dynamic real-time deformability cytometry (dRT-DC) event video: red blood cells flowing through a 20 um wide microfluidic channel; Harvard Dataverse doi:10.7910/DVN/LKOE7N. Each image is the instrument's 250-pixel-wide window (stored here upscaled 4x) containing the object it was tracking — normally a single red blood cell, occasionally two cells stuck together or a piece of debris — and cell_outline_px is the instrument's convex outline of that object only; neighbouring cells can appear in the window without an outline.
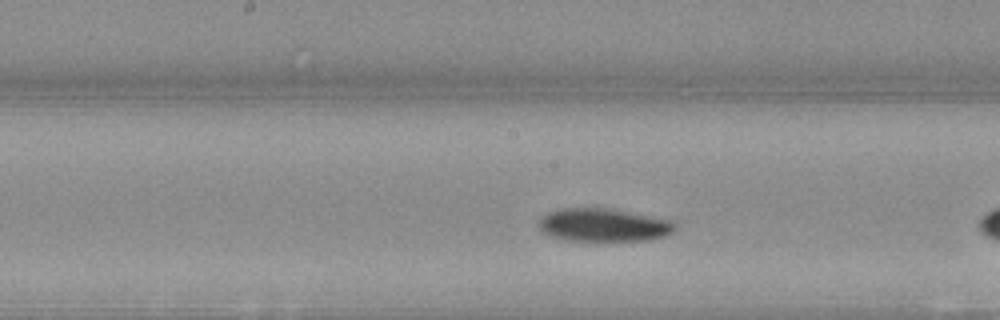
{"species": "Egyptian fruit bat (a non-hibernating species)", "species_latin": "Rousettus aegyptiacus", "temperature_condition": "warm", "stored_images_in_passage": 25, "camera_frame_rate_fps": 3000, "um_per_image_px": 0.085, "animal": {"sex": "female"}, "frame": {"image": 1, "passage_image": 11, "time_ms": 3.333, "image_size_px": [1000, 320], "cell_outline_px": [[676, 228], [672, 232], [664, 236], [652, 240], [596, 244], [564, 240], [548, 236], [540, 228], [540, 220], [548, 212], [560, 208], [608, 208], [672, 220], [676, 224]], "centroid_in_image_um": [51.32, 19.19], "position_along_channel_um": 196.9, "area_um2": 27.4}}